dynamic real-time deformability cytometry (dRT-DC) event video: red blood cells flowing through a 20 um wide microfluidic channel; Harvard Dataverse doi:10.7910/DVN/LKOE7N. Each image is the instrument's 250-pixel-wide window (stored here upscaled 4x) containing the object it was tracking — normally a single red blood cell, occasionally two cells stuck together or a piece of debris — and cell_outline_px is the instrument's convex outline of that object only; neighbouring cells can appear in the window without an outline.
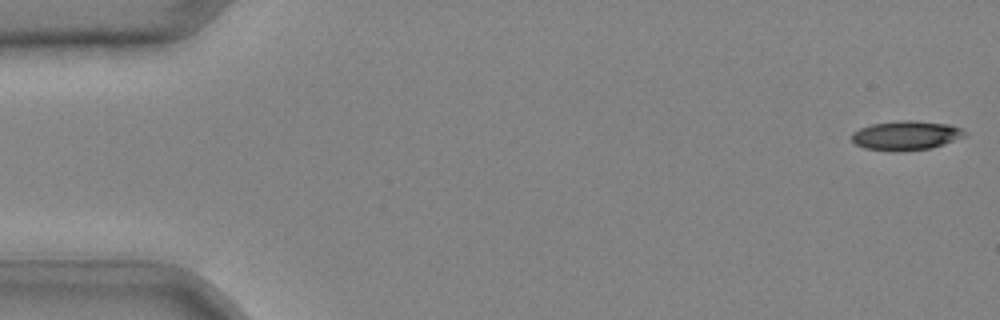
{"species": "common noctule bat (a hibernating species)", "species_latin": "Nyctalus noctula", "temperature_condition": "cold", "stored_images_in_passage": 40, "camera_frame_rate_fps": 3000, "um_per_image_px": 0.085, "animal": {"sex": "male", "body_mass_g": 20.4}, "frame": {"image": 1, "passage_image": 1, "time_ms": 0.0, "image_size_px": [1000, 320], "cell_outline_px": [[968, 136], [932, 148], [896, 152], [864, 148], [856, 144], [852, 140], [852, 132], [860, 128], [872, 124], [904, 120], [908, 120], [948, 124], [964, 128], [968, 132]], "centroid_in_image_um": [77.07, 11.52], "position_along_channel_um": 7.9, "area_um2": 19.48}}
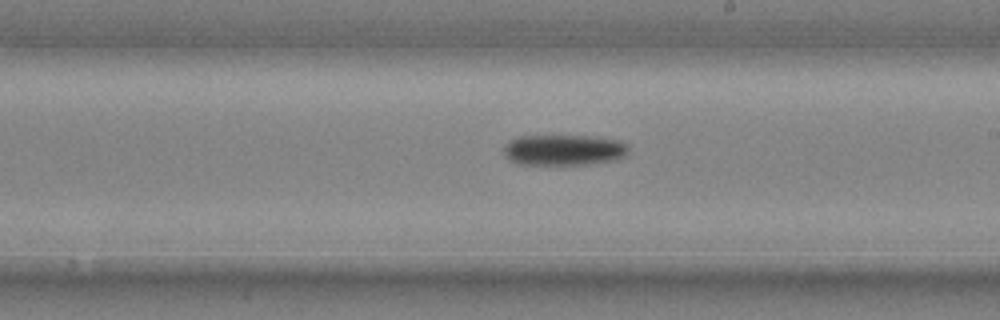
{"frame": {"image": 2, "passage_image": 25, "time_ms": 8.0, "image_size_px": [1000, 320], "cell_outline_px": [[628, 156], [616, 160], [588, 164], [520, 164], [508, 160], [504, 156], [504, 144], [508, 140], [516, 136], [596, 136], [620, 140], [628, 144]], "centroid_in_image_um": [47.94, 12.74], "position_along_channel_um": 241.1, "area_um2": 22.83}}
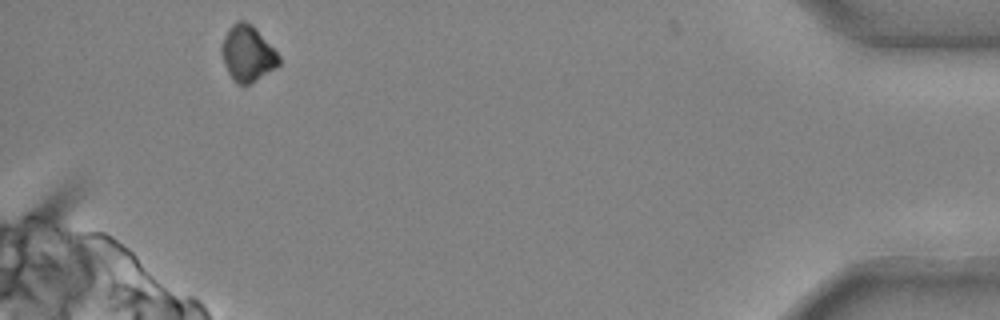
{"frame": {"image": 3, "passage_image": 40, "time_ms": 13.0, "image_size_px": [1000, 320], "cell_outline_px": [[280, 64], [276, 68], [256, 80], [248, 84], [236, 84], [232, 80], [224, 64], [220, 52], [220, 48], [224, 36], [228, 28], [236, 20], [244, 20], [252, 24], [280, 56]], "centroid_in_image_um": [21.01, 4.54], "position_along_channel_um": 414.2, "area_um2": 18.79}}